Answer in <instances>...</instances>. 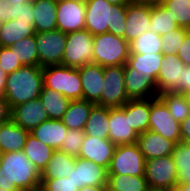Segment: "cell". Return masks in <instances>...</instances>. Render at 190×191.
Returning <instances> with one entry per match:
<instances>
[{
  "label": "cell",
  "instance_id": "1",
  "mask_svg": "<svg viewBox=\"0 0 190 191\" xmlns=\"http://www.w3.org/2000/svg\"><path fill=\"white\" fill-rule=\"evenodd\" d=\"M40 172L23 151L3 153L0 162V189L40 191Z\"/></svg>",
  "mask_w": 190,
  "mask_h": 191
},
{
  "label": "cell",
  "instance_id": "2",
  "mask_svg": "<svg viewBox=\"0 0 190 191\" xmlns=\"http://www.w3.org/2000/svg\"><path fill=\"white\" fill-rule=\"evenodd\" d=\"M85 29L92 35L110 32L125 39L127 5L85 0Z\"/></svg>",
  "mask_w": 190,
  "mask_h": 191
},
{
  "label": "cell",
  "instance_id": "3",
  "mask_svg": "<svg viewBox=\"0 0 190 191\" xmlns=\"http://www.w3.org/2000/svg\"><path fill=\"white\" fill-rule=\"evenodd\" d=\"M43 87V67L23 66L7 76L5 99L10 108L38 99Z\"/></svg>",
  "mask_w": 190,
  "mask_h": 191
},
{
  "label": "cell",
  "instance_id": "4",
  "mask_svg": "<svg viewBox=\"0 0 190 191\" xmlns=\"http://www.w3.org/2000/svg\"><path fill=\"white\" fill-rule=\"evenodd\" d=\"M43 86L70 100H82V83L78 68L63 65L43 67Z\"/></svg>",
  "mask_w": 190,
  "mask_h": 191
},
{
  "label": "cell",
  "instance_id": "5",
  "mask_svg": "<svg viewBox=\"0 0 190 191\" xmlns=\"http://www.w3.org/2000/svg\"><path fill=\"white\" fill-rule=\"evenodd\" d=\"M93 63L102 67L125 65L130 53L129 43L110 32L93 35Z\"/></svg>",
  "mask_w": 190,
  "mask_h": 191
},
{
  "label": "cell",
  "instance_id": "6",
  "mask_svg": "<svg viewBox=\"0 0 190 191\" xmlns=\"http://www.w3.org/2000/svg\"><path fill=\"white\" fill-rule=\"evenodd\" d=\"M93 47V35L86 29L67 33L62 65L80 68L86 64L93 63Z\"/></svg>",
  "mask_w": 190,
  "mask_h": 191
},
{
  "label": "cell",
  "instance_id": "7",
  "mask_svg": "<svg viewBox=\"0 0 190 191\" xmlns=\"http://www.w3.org/2000/svg\"><path fill=\"white\" fill-rule=\"evenodd\" d=\"M146 159L137 143L119 145L107 169L108 175L144 176Z\"/></svg>",
  "mask_w": 190,
  "mask_h": 191
},
{
  "label": "cell",
  "instance_id": "8",
  "mask_svg": "<svg viewBox=\"0 0 190 191\" xmlns=\"http://www.w3.org/2000/svg\"><path fill=\"white\" fill-rule=\"evenodd\" d=\"M38 66L62 65L67 34L55 29L35 33Z\"/></svg>",
  "mask_w": 190,
  "mask_h": 191
},
{
  "label": "cell",
  "instance_id": "9",
  "mask_svg": "<svg viewBox=\"0 0 190 191\" xmlns=\"http://www.w3.org/2000/svg\"><path fill=\"white\" fill-rule=\"evenodd\" d=\"M148 130L161 134L175 144L181 142L180 122L175 120L159 97L150 98Z\"/></svg>",
  "mask_w": 190,
  "mask_h": 191
},
{
  "label": "cell",
  "instance_id": "10",
  "mask_svg": "<svg viewBox=\"0 0 190 191\" xmlns=\"http://www.w3.org/2000/svg\"><path fill=\"white\" fill-rule=\"evenodd\" d=\"M177 174L172 155L146 160L144 177L150 189H171L177 184Z\"/></svg>",
  "mask_w": 190,
  "mask_h": 191
},
{
  "label": "cell",
  "instance_id": "11",
  "mask_svg": "<svg viewBox=\"0 0 190 191\" xmlns=\"http://www.w3.org/2000/svg\"><path fill=\"white\" fill-rule=\"evenodd\" d=\"M101 106L122 107L130 100L125 90L124 65L104 67Z\"/></svg>",
  "mask_w": 190,
  "mask_h": 191
},
{
  "label": "cell",
  "instance_id": "12",
  "mask_svg": "<svg viewBox=\"0 0 190 191\" xmlns=\"http://www.w3.org/2000/svg\"><path fill=\"white\" fill-rule=\"evenodd\" d=\"M108 124V139L116 146L137 143L138 134L129 122V101L122 107H109Z\"/></svg>",
  "mask_w": 190,
  "mask_h": 191
},
{
  "label": "cell",
  "instance_id": "13",
  "mask_svg": "<svg viewBox=\"0 0 190 191\" xmlns=\"http://www.w3.org/2000/svg\"><path fill=\"white\" fill-rule=\"evenodd\" d=\"M57 29L63 33L85 29V0L57 1Z\"/></svg>",
  "mask_w": 190,
  "mask_h": 191
},
{
  "label": "cell",
  "instance_id": "14",
  "mask_svg": "<svg viewBox=\"0 0 190 191\" xmlns=\"http://www.w3.org/2000/svg\"><path fill=\"white\" fill-rule=\"evenodd\" d=\"M107 175V169L103 166L77 157L68 178L80 189L85 186H106Z\"/></svg>",
  "mask_w": 190,
  "mask_h": 191
},
{
  "label": "cell",
  "instance_id": "15",
  "mask_svg": "<svg viewBox=\"0 0 190 191\" xmlns=\"http://www.w3.org/2000/svg\"><path fill=\"white\" fill-rule=\"evenodd\" d=\"M151 3L129 2L126 12L125 40L130 43L149 30Z\"/></svg>",
  "mask_w": 190,
  "mask_h": 191
},
{
  "label": "cell",
  "instance_id": "16",
  "mask_svg": "<svg viewBox=\"0 0 190 191\" xmlns=\"http://www.w3.org/2000/svg\"><path fill=\"white\" fill-rule=\"evenodd\" d=\"M115 148L109 139L85 135L78 157L108 169Z\"/></svg>",
  "mask_w": 190,
  "mask_h": 191
},
{
  "label": "cell",
  "instance_id": "17",
  "mask_svg": "<svg viewBox=\"0 0 190 191\" xmlns=\"http://www.w3.org/2000/svg\"><path fill=\"white\" fill-rule=\"evenodd\" d=\"M82 83V100L101 106V93L104 83V67L90 63L78 68Z\"/></svg>",
  "mask_w": 190,
  "mask_h": 191
},
{
  "label": "cell",
  "instance_id": "18",
  "mask_svg": "<svg viewBox=\"0 0 190 191\" xmlns=\"http://www.w3.org/2000/svg\"><path fill=\"white\" fill-rule=\"evenodd\" d=\"M48 119L47 111L39 98L19 104L11 109V120L28 131Z\"/></svg>",
  "mask_w": 190,
  "mask_h": 191
},
{
  "label": "cell",
  "instance_id": "19",
  "mask_svg": "<svg viewBox=\"0 0 190 191\" xmlns=\"http://www.w3.org/2000/svg\"><path fill=\"white\" fill-rule=\"evenodd\" d=\"M125 90L130 99L158 97L156 80L142 75L127 63L124 65Z\"/></svg>",
  "mask_w": 190,
  "mask_h": 191
},
{
  "label": "cell",
  "instance_id": "20",
  "mask_svg": "<svg viewBox=\"0 0 190 191\" xmlns=\"http://www.w3.org/2000/svg\"><path fill=\"white\" fill-rule=\"evenodd\" d=\"M184 63L177 55H164L160 70L156 79L158 94L174 92L178 93V82H181Z\"/></svg>",
  "mask_w": 190,
  "mask_h": 191
},
{
  "label": "cell",
  "instance_id": "21",
  "mask_svg": "<svg viewBox=\"0 0 190 191\" xmlns=\"http://www.w3.org/2000/svg\"><path fill=\"white\" fill-rule=\"evenodd\" d=\"M137 144L146 160L172 155L176 145L161 134L150 130L138 135Z\"/></svg>",
  "mask_w": 190,
  "mask_h": 191
},
{
  "label": "cell",
  "instance_id": "22",
  "mask_svg": "<svg viewBox=\"0 0 190 191\" xmlns=\"http://www.w3.org/2000/svg\"><path fill=\"white\" fill-rule=\"evenodd\" d=\"M68 131L62 120L48 119L32 129L30 134L54 150H60Z\"/></svg>",
  "mask_w": 190,
  "mask_h": 191
},
{
  "label": "cell",
  "instance_id": "23",
  "mask_svg": "<svg viewBox=\"0 0 190 191\" xmlns=\"http://www.w3.org/2000/svg\"><path fill=\"white\" fill-rule=\"evenodd\" d=\"M30 131L12 120L0 124V151L2 153L23 151Z\"/></svg>",
  "mask_w": 190,
  "mask_h": 191
},
{
  "label": "cell",
  "instance_id": "24",
  "mask_svg": "<svg viewBox=\"0 0 190 191\" xmlns=\"http://www.w3.org/2000/svg\"><path fill=\"white\" fill-rule=\"evenodd\" d=\"M32 6L35 33L57 29V1L36 0Z\"/></svg>",
  "mask_w": 190,
  "mask_h": 191
},
{
  "label": "cell",
  "instance_id": "25",
  "mask_svg": "<svg viewBox=\"0 0 190 191\" xmlns=\"http://www.w3.org/2000/svg\"><path fill=\"white\" fill-rule=\"evenodd\" d=\"M95 104L87 100H71L62 117L63 124L69 129L84 130L91 109Z\"/></svg>",
  "mask_w": 190,
  "mask_h": 191
},
{
  "label": "cell",
  "instance_id": "26",
  "mask_svg": "<svg viewBox=\"0 0 190 191\" xmlns=\"http://www.w3.org/2000/svg\"><path fill=\"white\" fill-rule=\"evenodd\" d=\"M75 157L55 150L48 164L40 173V179L65 178L74 167Z\"/></svg>",
  "mask_w": 190,
  "mask_h": 191
},
{
  "label": "cell",
  "instance_id": "27",
  "mask_svg": "<svg viewBox=\"0 0 190 191\" xmlns=\"http://www.w3.org/2000/svg\"><path fill=\"white\" fill-rule=\"evenodd\" d=\"M35 34L34 27L28 22L16 19L0 26V47H9L25 37Z\"/></svg>",
  "mask_w": 190,
  "mask_h": 191
},
{
  "label": "cell",
  "instance_id": "28",
  "mask_svg": "<svg viewBox=\"0 0 190 191\" xmlns=\"http://www.w3.org/2000/svg\"><path fill=\"white\" fill-rule=\"evenodd\" d=\"M54 149L29 133L23 152L41 173L51 159Z\"/></svg>",
  "mask_w": 190,
  "mask_h": 191
},
{
  "label": "cell",
  "instance_id": "29",
  "mask_svg": "<svg viewBox=\"0 0 190 191\" xmlns=\"http://www.w3.org/2000/svg\"><path fill=\"white\" fill-rule=\"evenodd\" d=\"M150 98L129 100V122L137 134H142L149 129Z\"/></svg>",
  "mask_w": 190,
  "mask_h": 191
},
{
  "label": "cell",
  "instance_id": "30",
  "mask_svg": "<svg viewBox=\"0 0 190 191\" xmlns=\"http://www.w3.org/2000/svg\"><path fill=\"white\" fill-rule=\"evenodd\" d=\"M109 107L94 105L84 127L86 135L108 139Z\"/></svg>",
  "mask_w": 190,
  "mask_h": 191
},
{
  "label": "cell",
  "instance_id": "31",
  "mask_svg": "<svg viewBox=\"0 0 190 191\" xmlns=\"http://www.w3.org/2000/svg\"><path fill=\"white\" fill-rule=\"evenodd\" d=\"M163 56V53L145 55L139 53H129L126 63L131 68H134L138 73L142 75H151L156 80Z\"/></svg>",
  "mask_w": 190,
  "mask_h": 191
},
{
  "label": "cell",
  "instance_id": "32",
  "mask_svg": "<svg viewBox=\"0 0 190 191\" xmlns=\"http://www.w3.org/2000/svg\"><path fill=\"white\" fill-rule=\"evenodd\" d=\"M39 99L47 111L49 119L61 120L67 111L70 99L63 96L59 92L42 87Z\"/></svg>",
  "mask_w": 190,
  "mask_h": 191
},
{
  "label": "cell",
  "instance_id": "33",
  "mask_svg": "<svg viewBox=\"0 0 190 191\" xmlns=\"http://www.w3.org/2000/svg\"><path fill=\"white\" fill-rule=\"evenodd\" d=\"M107 191H149L144 176L107 175Z\"/></svg>",
  "mask_w": 190,
  "mask_h": 191
},
{
  "label": "cell",
  "instance_id": "34",
  "mask_svg": "<svg viewBox=\"0 0 190 191\" xmlns=\"http://www.w3.org/2000/svg\"><path fill=\"white\" fill-rule=\"evenodd\" d=\"M178 27L176 21L160 2L151 3V21L149 26L151 32L158 33L161 36Z\"/></svg>",
  "mask_w": 190,
  "mask_h": 191
},
{
  "label": "cell",
  "instance_id": "35",
  "mask_svg": "<svg viewBox=\"0 0 190 191\" xmlns=\"http://www.w3.org/2000/svg\"><path fill=\"white\" fill-rule=\"evenodd\" d=\"M10 50L17 56V60L23 66H38V52L35 34L17 41L9 46Z\"/></svg>",
  "mask_w": 190,
  "mask_h": 191
},
{
  "label": "cell",
  "instance_id": "36",
  "mask_svg": "<svg viewBox=\"0 0 190 191\" xmlns=\"http://www.w3.org/2000/svg\"><path fill=\"white\" fill-rule=\"evenodd\" d=\"M158 97L164 102L176 121L181 123L190 115V107L185 94L168 92L160 93Z\"/></svg>",
  "mask_w": 190,
  "mask_h": 191
},
{
  "label": "cell",
  "instance_id": "37",
  "mask_svg": "<svg viewBox=\"0 0 190 191\" xmlns=\"http://www.w3.org/2000/svg\"><path fill=\"white\" fill-rule=\"evenodd\" d=\"M130 45V53H139L142 55L162 53L161 36L158 33H153L150 30L144 32L140 37H137Z\"/></svg>",
  "mask_w": 190,
  "mask_h": 191
},
{
  "label": "cell",
  "instance_id": "38",
  "mask_svg": "<svg viewBox=\"0 0 190 191\" xmlns=\"http://www.w3.org/2000/svg\"><path fill=\"white\" fill-rule=\"evenodd\" d=\"M179 27L190 30V0H161Z\"/></svg>",
  "mask_w": 190,
  "mask_h": 191
},
{
  "label": "cell",
  "instance_id": "39",
  "mask_svg": "<svg viewBox=\"0 0 190 191\" xmlns=\"http://www.w3.org/2000/svg\"><path fill=\"white\" fill-rule=\"evenodd\" d=\"M172 157L178 171L177 184H190L189 150H187L181 143H178L174 147Z\"/></svg>",
  "mask_w": 190,
  "mask_h": 191
},
{
  "label": "cell",
  "instance_id": "40",
  "mask_svg": "<svg viewBox=\"0 0 190 191\" xmlns=\"http://www.w3.org/2000/svg\"><path fill=\"white\" fill-rule=\"evenodd\" d=\"M188 31L187 28L178 27L167 34L161 35L162 53L164 55H177Z\"/></svg>",
  "mask_w": 190,
  "mask_h": 191
},
{
  "label": "cell",
  "instance_id": "41",
  "mask_svg": "<svg viewBox=\"0 0 190 191\" xmlns=\"http://www.w3.org/2000/svg\"><path fill=\"white\" fill-rule=\"evenodd\" d=\"M36 0H0V26L3 23L16 19L24 3H33Z\"/></svg>",
  "mask_w": 190,
  "mask_h": 191
},
{
  "label": "cell",
  "instance_id": "42",
  "mask_svg": "<svg viewBox=\"0 0 190 191\" xmlns=\"http://www.w3.org/2000/svg\"><path fill=\"white\" fill-rule=\"evenodd\" d=\"M85 135L84 130H69L61 145L60 151L77 158Z\"/></svg>",
  "mask_w": 190,
  "mask_h": 191
},
{
  "label": "cell",
  "instance_id": "43",
  "mask_svg": "<svg viewBox=\"0 0 190 191\" xmlns=\"http://www.w3.org/2000/svg\"><path fill=\"white\" fill-rule=\"evenodd\" d=\"M40 180V191H79L75 183L68 177Z\"/></svg>",
  "mask_w": 190,
  "mask_h": 191
},
{
  "label": "cell",
  "instance_id": "44",
  "mask_svg": "<svg viewBox=\"0 0 190 191\" xmlns=\"http://www.w3.org/2000/svg\"><path fill=\"white\" fill-rule=\"evenodd\" d=\"M0 65V69L7 74L23 67L17 60L16 54L12 52L9 47H0Z\"/></svg>",
  "mask_w": 190,
  "mask_h": 191
},
{
  "label": "cell",
  "instance_id": "45",
  "mask_svg": "<svg viewBox=\"0 0 190 191\" xmlns=\"http://www.w3.org/2000/svg\"><path fill=\"white\" fill-rule=\"evenodd\" d=\"M178 58L186 66H190V30L186 33L184 41L177 52Z\"/></svg>",
  "mask_w": 190,
  "mask_h": 191
},
{
  "label": "cell",
  "instance_id": "46",
  "mask_svg": "<svg viewBox=\"0 0 190 191\" xmlns=\"http://www.w3.org/2000/svg\"><path fill=\"white\" fill-rule=\"evenodd\" d=\"M190 92V66L182 68L181 82H178V93L186 94Z\"/></svg>",
  "mask_w": 190,
  "mask_h": 191
},
{
  "label": "cell",
  "instance_id": "47",
  "mask_svg": "<svg viewBox=\"0 0 190 191\" xmlns=\"http://www.w3.org/2000/svg\"><path fill=\"white\" fill-rule=\"evenodd\" d=\"M17 21L28 22L34 27V15L32 3H24L19 16L16 17Z\"/></svg>",
  "mask_w": 190,
  "mask_h": 191
},
{
  "label": "cell",
  "instance_id": "48",
  "mask_svg": "<svg viewBox=\"0 0 190 191\" xmlns=\"http://www.w3.org/2000/svg\"><path fill=\"white\" fill-rule=\"evenodd\" d=\"M11 120V108L5 97H0V124Z\"/></svg>",
  "mask_w": 190,
  "mask_h": 191
},
{
  "label": "cell",
  "instance_id": "49",
  "mask_svg": "<svg viewBox=\"0 0 190 191\" xmlns=\"http://www.w3.org/2000/svg\"><path fill=\"white\" fill-rule=\"evenodd\" d=\"M181 141H190V115L180 123Z\"/></svg>",
  "mask_w": 190,
  "mask_h": 191
},
{
  "label": "cell",
  "instance_id": "50",
  "mask_svg": "<svg viewBox=\"0 0 190 191\" xmlns=\"http://www.w3.org/2000/svg\"><path fill=\"white\" fill-rule=\"evenodd\" d=\"M7 76L8 74L0 69V97H4L5 95V86L7 83Z\"/></svg>",
  "mask_w": 190,
  "mask_h": 191
},
{
  "label": "cell",
  "instance_id": "51",
  "mask_svg": "<svg viewBox=\"0 0 190 191\" xmlns=\"http://www.w3.org/2000/svg\"><path fill=\"white\" fill-rule=\"evenodd\" d=\"M79 191H107L106 186H85L79 189Z\"/></svg>",
  "mask_w": 190,
  "mask_h": 191
},
{
  "label": "cell",
  "instance_id": "52",
  "mask_svg": "<svg viewBox=\"0 0 190 191\" xmlns=\"http://www.w3.org/2000/svg\"><path fill=\"white\" fill-rule=\"evenodd\" d=\"M169 191H190V184L179 185L175 184Z\"/></svg>",
  "mask_w": 190,
  "mask_h": 191
},
{
  "label": "cell",
  "instance_id": "53",
  "mask_svg": "<svg viewBox=\"0 0 190 191\" xmlns=\"http://www.w3.org/2000/svg\"><path fill=\"white\" fill-rule=\"evenodd\" d=\"M107 2L113 5H127L130 0H106Z\"/></svg>",
  "mask_w": 190,
  "mask_h": 191
},
{
  "label": "cell",
  "instance_id": "54",
  "mask_svg": "<svg viewBox=\"0 0 190 191\" xmlns=\"http://www.w3.org/2000/svg\"><path fill=\"white\" fill-rule=\"evenodd\" d=\"M161 0H131V2H142V3H158Z\"/></svg>",
  "mask_w": 190,
  "mask_h": 191
},
{
  "label": "cell",
  "instance_id": "55",
  "mask_svg": "<svg viewBox=\"0 0 190 191\" xmlns=\"http://www.w3.org/2000/svg\"><path fill=\"white\" fill-rule=\"evenodd\" d=\"M187 150H189V158H190V141H181L180 142Z\"/></svg>",
  "mask_w": 190,
  "mask_h": 191
},
{
  "label": "cell",
  "instance_id": "56",
  "mask_svg": "<svg viewBox=\"0 0 190 191\" xmlns=\"http://www.w3.org/2000/svg\"><path fill=\"white\" fill-rule=\"evenodd\" d=\"M185 96H186V98L188 100V104H189V107H190V92L186 93Z\"/></svg>",
  "mask_w": 190,
  "mask_h": 191
},
{
  "label": "cell",
  "instance_id": "57",
  "mask_svg": "<svg viewBox=\"0 0 190 191\" xmlns=\"http://www.w3.org/2000/svg\"><path fill=\"white\" fill-rule=\"evenodd\" d=\"M149 191H169L168 189H150Z\"/></svg>",
  "mask_w": 190,
  "mask_h": 191
},
{
  "label": "cell",
  "instance_id": "58",
  "mask_svg": "<svg viewBox=\"0 0 190 191\" xmlns=\"http://www.w3.org/2000/svg\"><path fill=\"white\" fill-rule=\"evenodd\" d=\"M2 155H3V153L0 151V162H1V159H2Z\"/></svg>",
  "mask_w": 190,
  "mask_h": 191
}]
</instances>
